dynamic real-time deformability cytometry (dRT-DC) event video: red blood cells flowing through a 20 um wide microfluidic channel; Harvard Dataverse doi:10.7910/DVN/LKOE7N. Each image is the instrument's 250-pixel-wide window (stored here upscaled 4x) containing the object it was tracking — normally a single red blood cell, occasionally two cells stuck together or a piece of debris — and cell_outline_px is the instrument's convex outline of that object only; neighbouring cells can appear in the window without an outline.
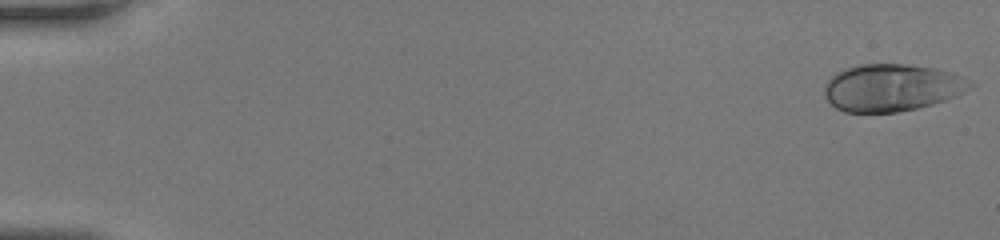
{"species": "human", "species_latin": "Homo sapiens", "temperature_condition": "room temperature", "stored_images_in_passage": 46, "camera_frame_rate_fps": 3000, "um_per_image_px": 0.085, "donor": {"sex": "female"}, "frame": {"image": 1, "passage_image": 1, "time_ms": 0.0, "image_size_px": [1000, 240], "cell_outline_px": [[976, 84], [972, 88], [956, 96], [932, 104], [916, 108], [896, 112], [844, 112], [836, 108], [824, 96], [824, 88], [828, 80], [836, 72], [844, 68], [860, 64], [908, 64], [936, 68], [952, 72]], "centroid_in_image_um": [75.81, 7.44], "position_along_channel_um": 9.2, "area_um2": 40.23}}
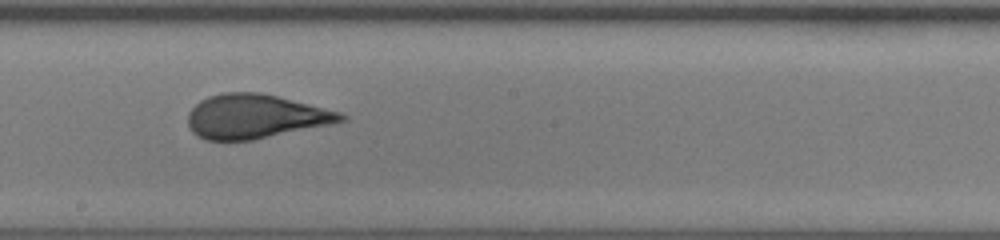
{"frame": {"image": 2, "passage_image": 27, "time_ms": 8.667, "image_size_px": [1000, 240], "cell_outline_px": [[348, 120], [252, 140], [204, 140], [192, 132], [188, 124], [188, 112], [200, 100], [208, 96], [224, 92], [260, 92], [340, 112], [348, 116]], "centroid_in_image_um": [21.66, 9.89], "position_along_channel_um": 226.5, "area_um2": 39.02}}
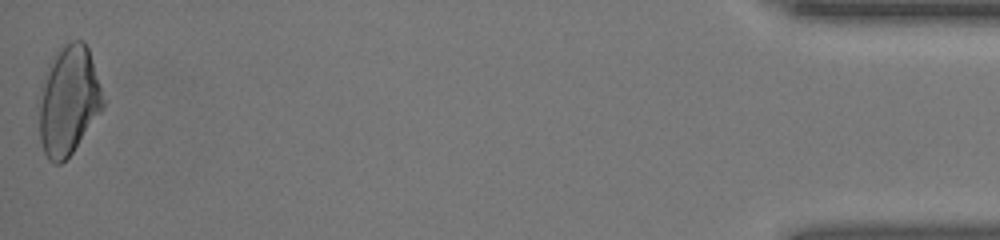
{"frame": {"image": 3, "passage_image": 46, "time_ms": 15.0, "image_size_px": [1000, 240], "cell_outline_px": [[104, 108], [72, 152], [60, 164], [52, 164], [48, 160], [44, 152], [40, 140], [36, 104], [36, 96], [40, 84], [48, 64], [52, 56], [68, 40], [84, 40], [88, 48], [104, 100]], "centroid_in_image_um": [5.75, 8.54], "position_along_channel_um": 429.4, "area_um2": 41.56}}